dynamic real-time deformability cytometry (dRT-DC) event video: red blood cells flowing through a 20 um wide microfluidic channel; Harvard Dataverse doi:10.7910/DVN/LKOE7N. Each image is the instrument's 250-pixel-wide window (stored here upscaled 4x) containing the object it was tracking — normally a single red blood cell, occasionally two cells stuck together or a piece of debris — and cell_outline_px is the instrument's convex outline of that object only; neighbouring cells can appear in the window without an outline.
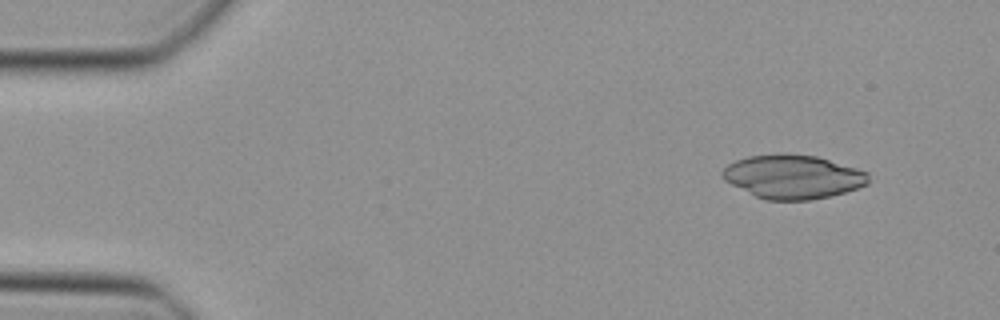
{"species": "Egyptian fruit bat (a non-hibernating species)", "species_latin": "Rousettus aegyptiacus", "temperature_condition": "cold", "stored_images_in_passage": 43, "camera_frame_rate_fps": 3000, "um_per_image_px": 0.085, "animal": {"sex": "female"}, "frame": {"image": 1, "passage_image": 1, "time_ms": 0.0, "image_size_px": [1000, 320], "cell_outline_px": [[868, 184], [844, 192], [828, 196], [808, 200], [764, 200], [724, 180], [720, 176], [720, 172], [728, 164], [736, 160], [748, 156], [784, 152], [816, 156], [856, 168], [868, 172]], "centroid_in_image_um": [67.36, 15.0], "position_along_channel_um": 17.6, "area_um2": 37.28}}